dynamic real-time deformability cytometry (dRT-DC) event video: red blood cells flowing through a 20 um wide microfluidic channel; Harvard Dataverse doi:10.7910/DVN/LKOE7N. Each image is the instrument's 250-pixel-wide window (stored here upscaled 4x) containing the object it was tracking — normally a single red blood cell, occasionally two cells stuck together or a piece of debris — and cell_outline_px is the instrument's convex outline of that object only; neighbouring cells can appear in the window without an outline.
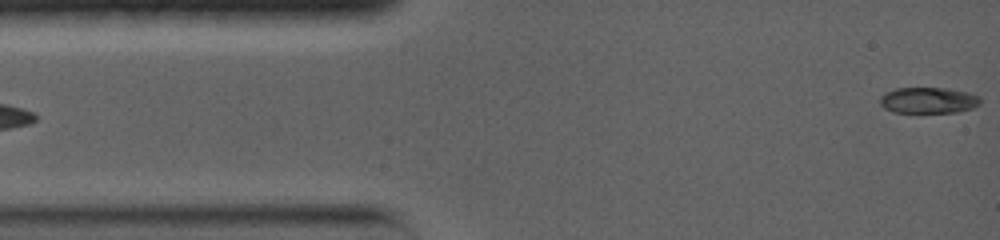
{"species": "common noctule bat (a hibernating species)", "species_latin": "Nyctalus noctula", "temperature_condition": "warm", "stored_images_in_passage": 38, "camera_frame_rate_fps": 5000, "um_per_image_px": 0.085, "animal": {"sex": "female", "body_mass_g": 19.0, "forearm_length_mm": 56.7}, "frame": {"image": 1, "passage_image": 1, "time_ms": 0.0, "image_size_px": [1000, 240], "cell_outline_px": [[980, 104], [972, 108], [956, 112], [892, 112], [884, 108], [880, 104], [880, 96], [896, 88], [944, 88], [968, 92], [980, 96]], "centroid_in_image_um": [78.91, 8.52], "position_along_channel_um": 6.1, "area_um2": 15.14}}
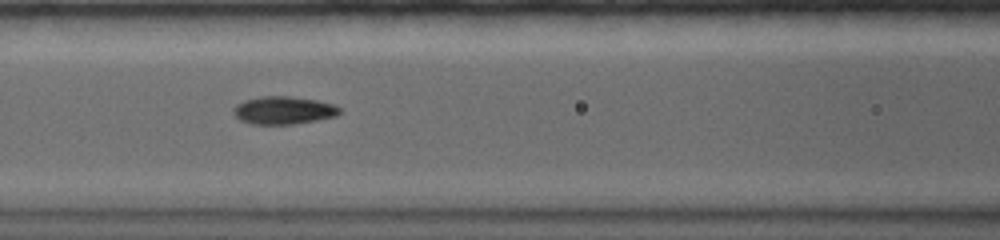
{"frame": {"image": 2, "passage_image": 17, "time_ms": 5.6, "image_size_px": [1000, 240], "cell_outline_px": [[340, 112], [336, 116], [296, 124], [252, 124], [240, 120], [232, 112], [232, 108], [236, 104], [244, 100], [260, 96], [288, 96], [316, 100], [332, 104], [340, 108]], "centroid_in_image_um": [24.06, 9.37], "position_along_channel_um": 142.5, "area_um2": 17.22}}
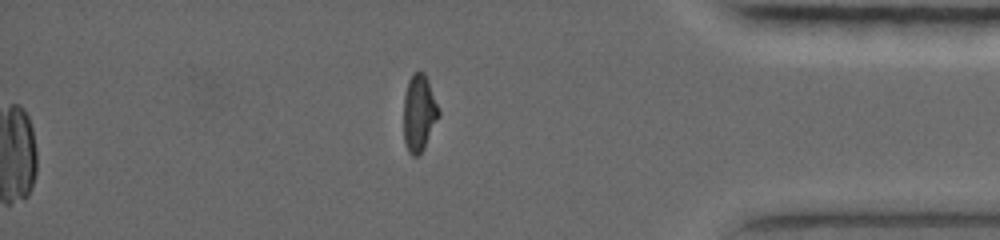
{"frame": {"image": 3, "passage_image": 38, "time_ms": 13.0, "image_size_px": [1000, 240], "cell_outline_px": [[440, 116], [424, 148], [416, 156], [412, 156], [408, 152], [404, 140], [404, 96], [408, 80], [412, 72], [424, 72], [428, 80], [440, 108]], "centroid_in_image_um": [35.64, 9.59], "position_along_channel_um": 399.6, "area_um2": 15.9}, "authors_computed_cell_mechanics": {"area_um2": 16.5886, "velocity_mm_per_s": 3.8279, "shape_relaxation_time_tau1_ms": 4.9829, "shape_relaxation_time_tau2_ms": 1.7734, "deformation_change_tau1": 0.2145, "deformation_change_tau2": 0.0426}}